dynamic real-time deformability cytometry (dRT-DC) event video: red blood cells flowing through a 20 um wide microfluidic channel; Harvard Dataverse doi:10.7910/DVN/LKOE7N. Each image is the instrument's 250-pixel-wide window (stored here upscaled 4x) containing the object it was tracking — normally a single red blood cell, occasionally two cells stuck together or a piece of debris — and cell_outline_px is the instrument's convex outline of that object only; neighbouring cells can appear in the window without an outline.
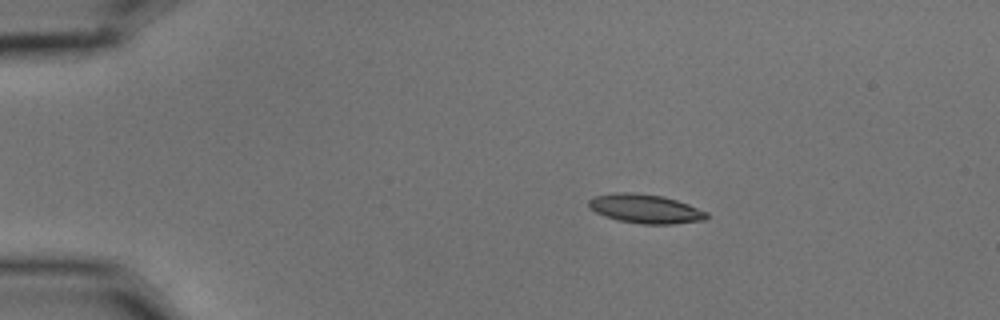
{"species": "common noctule bat (a hibernating species)", "species_latin": "Nyctalus noctula", "temperature_condition": "cold", "stored_images_in_passage": 3, "camera_frame_rate_fps": 3000, "um_per_image_px": 0.085, "animal": {"sex": "male", "body_mass_g": 15.6}, "frame": {"image": 1, "passage_image": 1, "time_ms": 0.0, "image_size_px": [1000, 320], "cell_outline_px": [[708, 216], [704, 220], [672, 224], [640, 224], [620, 220], [604, 216], [588, 208], [588, 200], [596, 196], [616, 192], [632, 192], [664, 196], [688, 204], [708, 212]], "centroid_in_image_um": [54.85, 17.74], "position_along_channel_um": 30.2, "area_um2": 19.94}}